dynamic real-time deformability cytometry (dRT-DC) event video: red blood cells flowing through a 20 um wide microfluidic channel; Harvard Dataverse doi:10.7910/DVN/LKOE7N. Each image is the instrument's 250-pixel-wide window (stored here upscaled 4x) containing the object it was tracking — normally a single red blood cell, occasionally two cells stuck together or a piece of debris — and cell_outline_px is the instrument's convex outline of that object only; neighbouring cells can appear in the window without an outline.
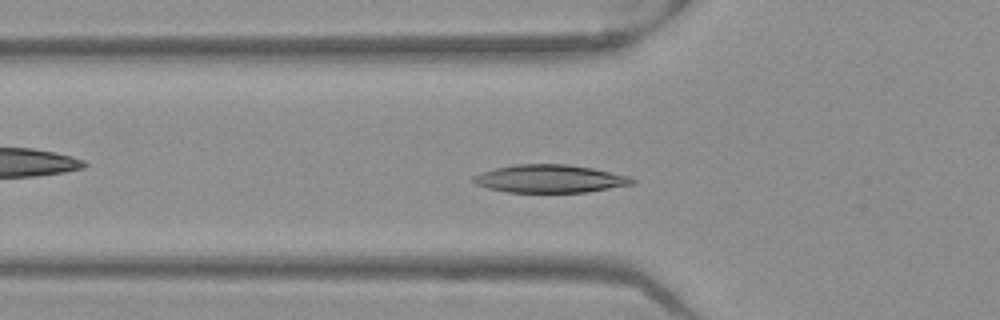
{"species": "Egyptian fruit bat (a non-hibernating species)", "species_latin": "Rousettus aegyptiacus", "temperature_condition": "warm", "stored_images_in_passage": 50, "camera_frame_rate_fps": 3000, "um_per_image_px": 0.085, "frame": {"image": 1, "passage_image": 16, "time_ms": 5.0, "image_size_px": [1000, 320], "cell_outline_px": [[636, 184], [588, 192], [508, 192], [488, 188], [476, 184], [472, 180], [472, 176], [480, 172], [496, 168], [516, 164], [568, 164], [592, 168], [632, 176], [636, 180]], "centroid_in_image_um": [46.79, 15.19], "position_along_channel_um": 79.0, "area_um2": 26.07}}
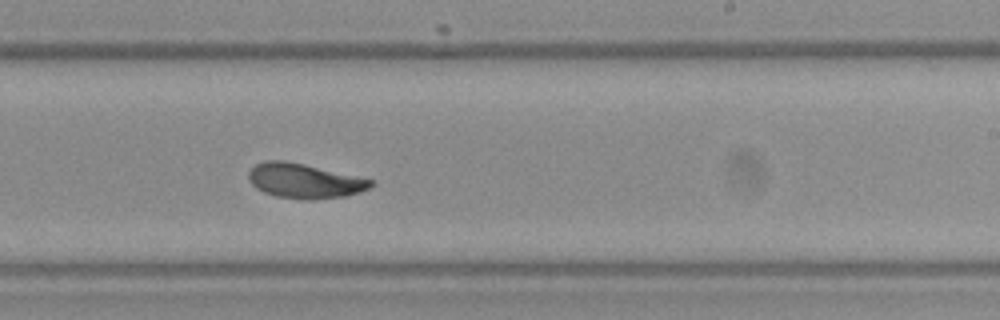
{"frame": {"image": 2, "passage_image": 30, "time_ms": 9.667, "image_size_px": [1000, 320], "cell_outline_px": [[372, 188], [360, 192], [344, 196], [312, 200], [304, 200], [276, 196], [264, 192], [256, 188], [248, 180], [248, 172], [256, 164], [264, 160], [284, 160], [304, 164], [372, 180]], "centroid_in_image_um": [25.84, 15.38], "position_along_channel_um": 263.2, "area_um2": 24.62}}
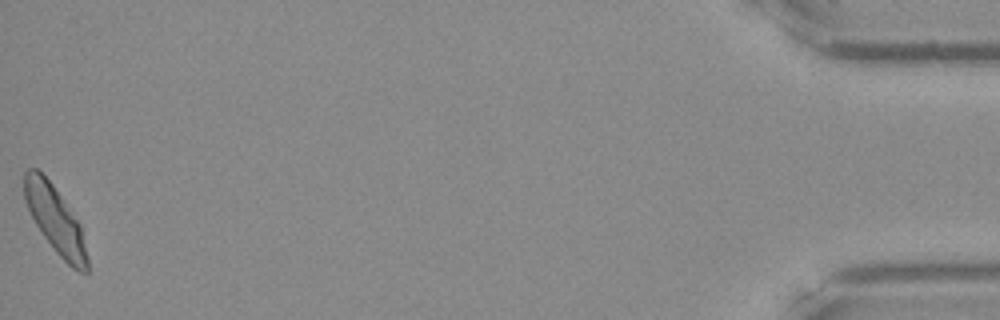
{"frame": {"image": 3, "passage_image": 50, "time_ms": 16.333, "image_size_px": [1000, 320], "cell_outline_px": [[88, 272], [80, 272], [72, 268], [56, 252], [44, 236], [36, 224], [24, 200], [24, 172], [28, 168], [36, 168], [52, 184], [80, 224], [88, 260]], "centroid_in_image_um": [4.69, 18.68], "position_along_channel_um": 430.5, "area_um2": 23.99}, "authors_computed_cell_mechanics": {"area_um2": 25.0563, "velocity_mm_per_s": 3.9335, "shape_relaxation_time_tau1_ms": 4.0994, "shape_relaxation_time_tau2_ms": 2.2769, "deformation_change_tau1": 0.1651, "deformation_change_tau2": 0.05}}